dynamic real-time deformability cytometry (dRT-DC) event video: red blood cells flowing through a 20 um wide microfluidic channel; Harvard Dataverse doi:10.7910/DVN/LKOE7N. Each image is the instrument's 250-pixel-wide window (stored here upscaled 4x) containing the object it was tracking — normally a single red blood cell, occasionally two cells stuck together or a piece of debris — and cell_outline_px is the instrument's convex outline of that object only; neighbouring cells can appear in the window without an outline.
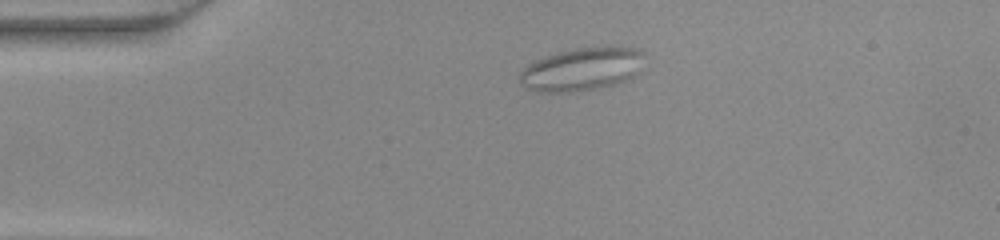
{"species": "common noctule bat (a hibernating species)", "species_latin": "Nyctalus noctula", "temperature_condition": "warm", "stored_images_in_passage": 46, "camera_frame_rate_fps": 3000, "um_per_image_px": 0.085, "animal": {"sex": "female", "body_mass_g": 22.0, "forearm_length_mm": 56.7}, "frame": {"image": 1, "passage_image": 7, "time_ms": 2.0, "image_size_px": [1000, 240], "cell_outline_px": [[644, 56], [640, 72], [636, 76], [616, 84], [580, 92], [536, 92], [520, 84], [520, 72], [528, 64], [536, 60], [560, 52], [576, 48], [604, 44], [620, 44], [636, 48], [644, 52]], "centroid_in_image_um": [49.55, 5.85], "position_along_channel_um": 35.4, "area_um2": 32.25}}
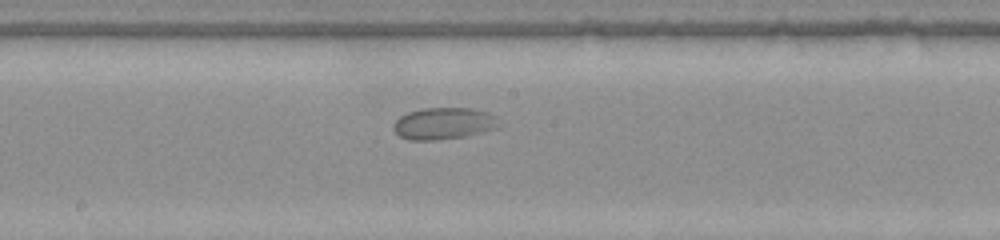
{"frame": {"image": 2, "passage_image": 23, "time_ms": 7.333, "image_size_px": [1000, 240], "cell_outline_px": [[504, 124], [500, 128], [464, 136], [436, 140], [408, 140], [400, 136], [392, 128], [392, 124], [400, 116], [408, 112], [424, 108], [472, 108], [488, 112], [496, 116]], "centroid_in_image_um": [37.77, 10.49], "position_along_channel_um": 210.4, "area_um2": 19.88}}
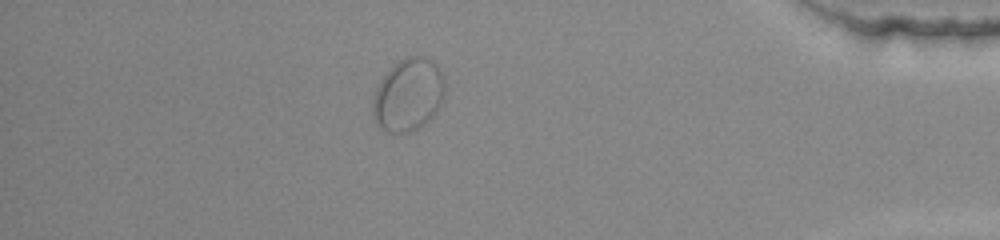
{"frame": {"image": 3, "passage_image": 40, "time_ms": 13.0, "image_size_px": [1000, 240], "cell_outline_px": [[444, 96], [432, 116], [428, 120], [416, 128], [408, 132], [388, 132], [380, 128], [376, 124], [372, 116], [372, 104], [376, 88], [380, 80], [404, 56], [424, 56], [432, 60], [440, 68], [444, 84]], "centroid_in_image_um": [34.68, 8.05], "position_along_channel_um": 400.5, "area_um2": 30.23}}